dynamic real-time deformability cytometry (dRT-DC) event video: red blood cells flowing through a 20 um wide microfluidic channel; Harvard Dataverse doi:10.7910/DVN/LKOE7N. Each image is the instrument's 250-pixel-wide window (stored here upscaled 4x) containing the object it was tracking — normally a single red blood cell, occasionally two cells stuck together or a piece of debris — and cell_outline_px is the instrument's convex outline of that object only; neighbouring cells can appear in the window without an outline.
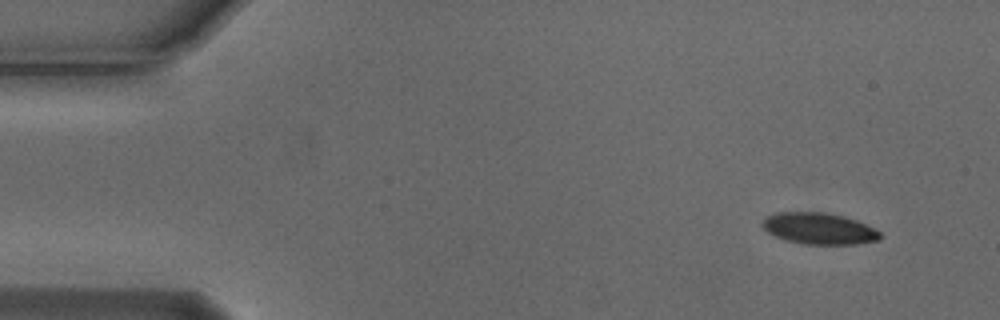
{"species": "Egyptian fruit bat (a non-hibernating species)", "species_latin": "Rousettus aegyptiacus", "temperature_condition": "cold", "stored_images_in_passage": 4, "camera_frame_rate_fps": 3000, "um_per_image_px": 0.085, "animal": {"sex": "male"}, "frame": {"image": 1, "passage_image": 1, "time_ms": 0.0, "image_size_px": [1000, 320], "cell_outline_px": [[880, 240], [856, 244], [800, 244], [784, 240], [768, 232], [764, 228], [764, 220], [768, 216], [780, 212], [824, 212], [844, 216], [856, 220], [880, 232]], "centroid_in_image_um": [69.63, 19.43], "position_along_channel_um": 15.4, "area_um2": 21.33}}
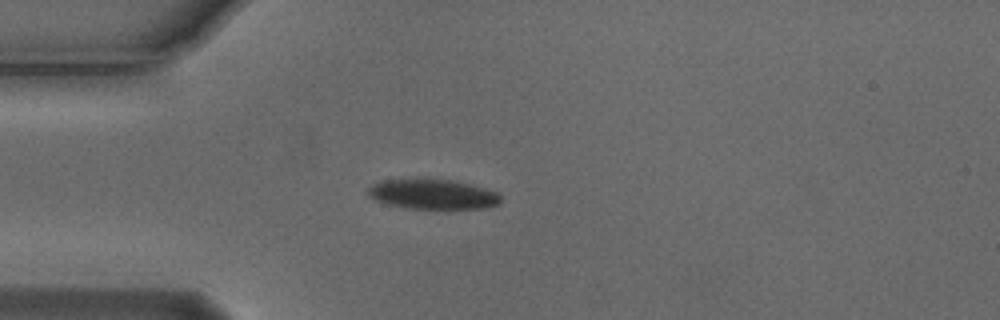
{"frame": {"image": 2, "passage_image": 4, "time_ms": 1.0, "image_size_px": [1000, 320], "cell_outline_px": [[500, 204], [484, 208], [404, 208], [388, 204], [376, 200], [368, 196], [368, 188], [372, 184], [384, 180], [416, 176], [452, 180], [484, 188], [496, 192], [500, 196]], "centroid_in_image_um": [36.72, 16.47], "position_along_channel_um": 48.3, "area_um2": 23.58}}